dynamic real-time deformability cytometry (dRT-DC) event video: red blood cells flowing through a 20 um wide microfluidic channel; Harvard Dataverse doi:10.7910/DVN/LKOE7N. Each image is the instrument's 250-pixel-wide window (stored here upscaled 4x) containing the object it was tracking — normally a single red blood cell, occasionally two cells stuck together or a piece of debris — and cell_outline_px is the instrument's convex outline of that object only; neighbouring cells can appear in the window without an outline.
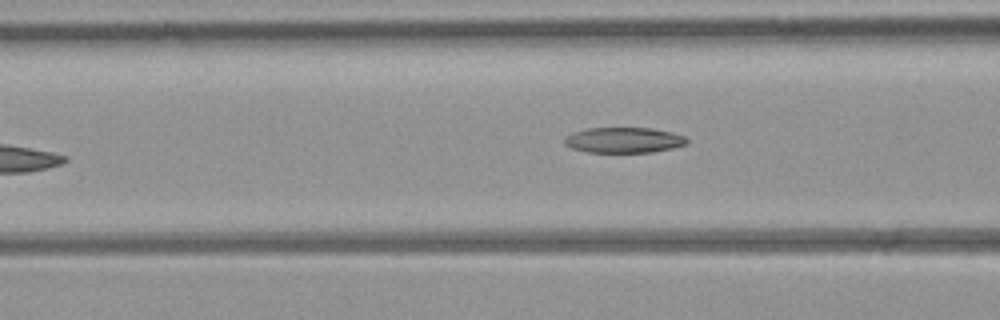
{"species": "common noctule bat (a hibernating species)", "species_latin": "Nyctalus noctula", "temperature_condition": "room temperature", "stored_images_in_passage": 8, "camera_frame_rate_fps": 3000, "um_per_image_px": 0.085, "animal": {"sex": "female", "body_mass_g": 21.9}, "frame": {"image": 1, "passage_image": 6, "time_ms": 6.0, "image_size_px": [1000, 320], "cell_outline_px": [[688, 144], [672, 148], [652, 152], [588, 152], [572, 148], [564, 144], [564, 136], [572, 132], [588, 128], [648, 128], [672, 132], [684, 136], [688, 140]], "centroid_in_image_um": [53.0, 11.91], "position_along_channel_um": 113.6, "area_um2": 18.21}}
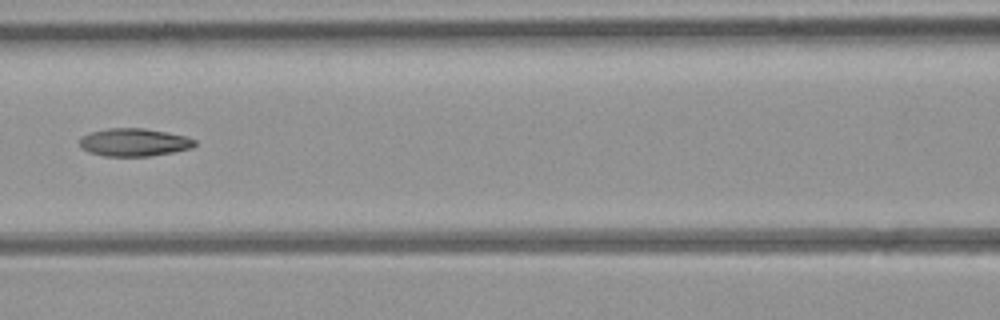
{"frame": {"image": 2, "passage_image": 7, "time_ms": 7.0, "image_size_px": [1000, 320], "cell_outline_px": [[196, 144], [192, 148], [172, 152], [148, 156], [104, 156], [88, 152], [80, 148], [80, 136], [88, 132], [108, 128], [144, 128], [184, 136], [196, 140]], "centroid_in_image_um": [11.34, 12.09], "position_along_channel_um": 155.3, "area_um2": 18.73}}
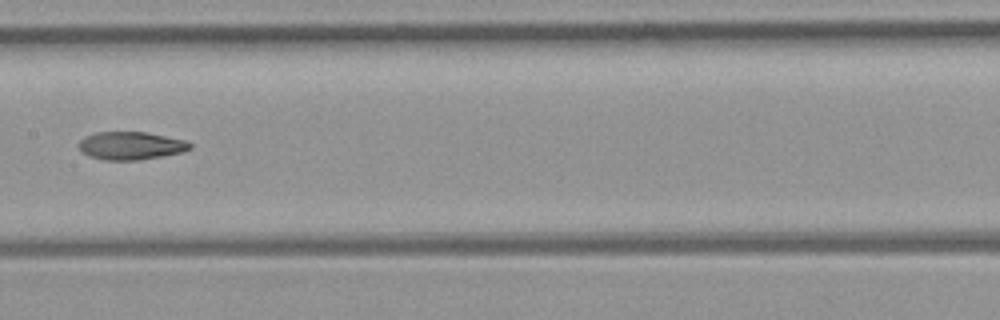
{"frame": {"image": 3, "passage_image": 8, "time_ms": 8.0, "image_size_px": [1000, 320], "cell_outline_px": [[192, 148], [184, 152], [140, 160], [104, 160], [88, 156], [80, 148], [80, 140], [84, 136], [96, 132], [144, 132], [188, 140], [192, 144]], "centroid_in_image_um": [11.17, 12.38], "position_along_channel_um": 196.2, "area_um2": 18.21}}